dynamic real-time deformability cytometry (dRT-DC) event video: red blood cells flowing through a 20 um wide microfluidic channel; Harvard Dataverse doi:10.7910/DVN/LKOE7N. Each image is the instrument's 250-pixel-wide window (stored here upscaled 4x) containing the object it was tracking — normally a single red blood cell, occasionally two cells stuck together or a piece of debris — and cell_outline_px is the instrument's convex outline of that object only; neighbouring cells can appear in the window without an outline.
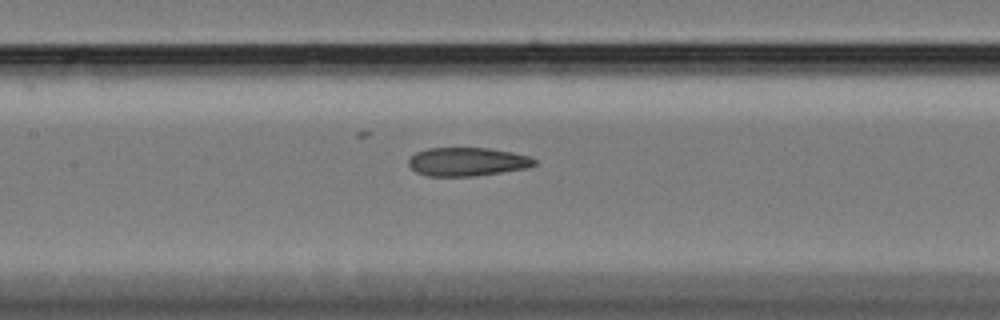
{"species": "Egyptian fruit bat (a non-hibernating species)", "species_latin": "Rousettus aegyptiacus", "temperature_condition": "cold", "stored_images_in_passage": 18, "camera_frame_rate_fps": 3000, "um_per_image_px": 0.085, "animal": {"sex": "female"}, "frame": {"image": 1, "passage_image": 16, "time_ms": 5.0, "image_size_px": [1000, 320], "cell_outline_px": [[536, 164], [524, 168], [500, 172], [472, 176], [428, 176], [416, 172], [408, 164], [408, 160], [416, 152], [428, 148], [488, 148], [512, 152], [528, 156], [536, 160]], "centroid_in_image_um": [39.68, 13.74], "position_along_channel_um": 167.7, "area_um2": 20.69}}